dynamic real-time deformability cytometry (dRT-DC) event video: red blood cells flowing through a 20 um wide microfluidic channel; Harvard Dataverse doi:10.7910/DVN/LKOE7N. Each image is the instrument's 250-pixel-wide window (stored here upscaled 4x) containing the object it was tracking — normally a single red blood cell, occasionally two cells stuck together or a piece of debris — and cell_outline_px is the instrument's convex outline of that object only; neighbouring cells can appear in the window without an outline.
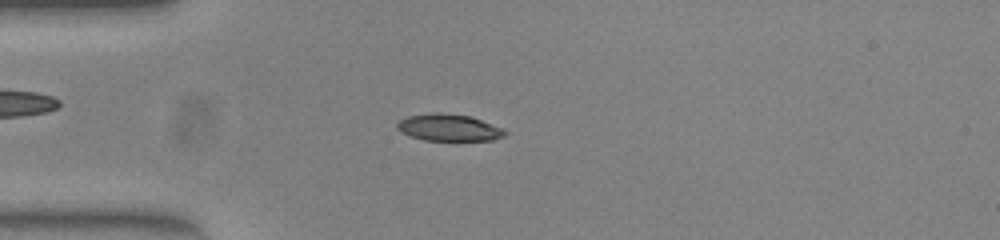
{"species": "common noctule bat (a hibernating species)", "species_latin": "Nyctalus noctula", "temperature_condition": "warm", "stored_images_in_passage": 52, "camera_frame_rate_fps": 3000, "um_per_image_px": 0.085, "animal": {"sex": "female", "body_mass_g": 23.0, "forearm_length_mm": 53.4}, "frame": {"image": 1, "passage_image": 14, "time_ms": 4.333, "image_size_px": [1000, 240], "cell_outline_px": [[508, 132], [504, 136], [492, 140], [424, 140], [400, 132], [396, 128], [396, 124], [400, 120], [408, 116], [436, 112], [440, 112], [468, 116], [504, 128]], "centroid_in_image_um": [38.15, 10.84], "position_along_channel_um": 46.9, "area_um2": 16.76}}
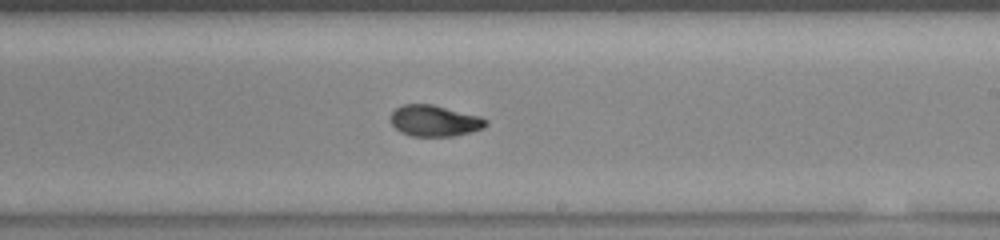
{"frame": {"image": 2, "passage_image": 31, "time_ms": 10.0, "image_size_px": [1000, 240], "cell_outline_px": [[488, 124], [484, 128], [452, 136], [412, 136], [400, 132], [392, 124], [392, 112], [396, 108], [404, 104], [432, 104], [480, 116], [488, 120]], "centroid_in_image_um": [36.95, 10.26], "position_along_channel_um": 252.0, "area_um2": 17.17}}
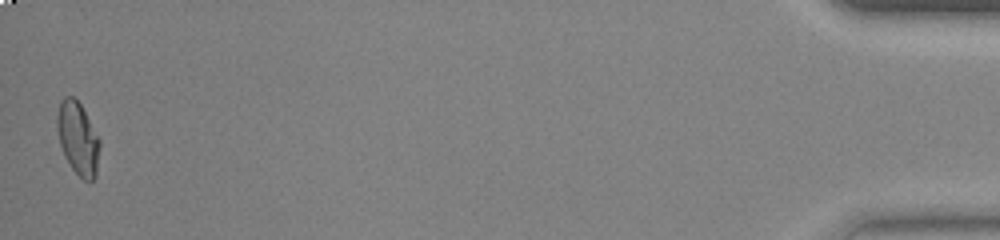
{"frame": {"image": 3, "passage_image": 52, "time_ms": 17.0, "image_size_px": [1000, 240], "cell_outline_px": [[100, 144], [96, 176], [92, 180], [84, 180], [72, 168], [64, 156], [60, 144], [56, 128], [56, 116], [60, 100], [64, 96], [72, 96], [80, 104], [100, 140]], "centroid_in_image_um": [6.6, 11.74], "position_along_channel_um": 428.6, "area_um2": 17.98}, "authors_computed_cell_mechanics": {"area_um2": 17.3978, "velocity_mm_per_s": 3.9057, "shape_relaxation_time_tau1_ms": 4.2026, "shape_relaxation_time_tau2_ms": 1.5424, "deformation_change_tau1": 0.1706, "deformation_change_tau2": 0.0569}}